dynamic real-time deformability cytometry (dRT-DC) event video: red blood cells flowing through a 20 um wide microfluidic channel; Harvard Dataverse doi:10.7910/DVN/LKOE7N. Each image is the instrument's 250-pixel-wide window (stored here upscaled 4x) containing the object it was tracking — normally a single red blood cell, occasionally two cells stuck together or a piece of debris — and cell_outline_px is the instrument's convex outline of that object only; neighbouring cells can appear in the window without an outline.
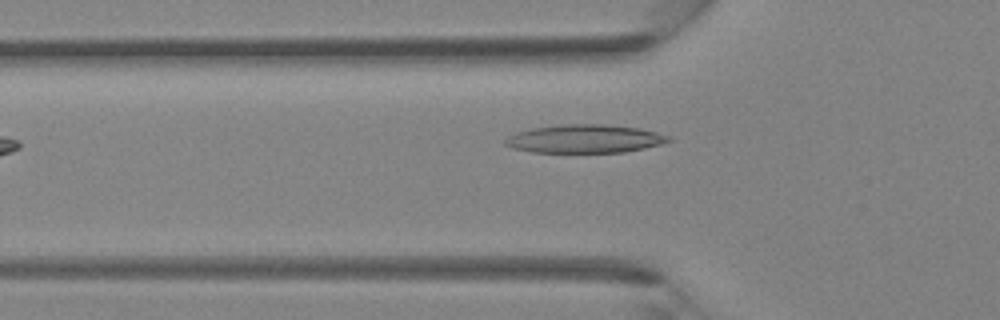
{"species": "Egyptian fruit bat (a non-hibernating species)", "species_latin": "Rousettus aegyptiacus", "temperature_condition": "room temperature", "stored_images_in_passage": 30, "camera_frame_rate_fps": 3000, "um_per_image_px": 0.085, "animal": {"sex": "female"}, "frame": {"image": 1, "passage_image": 2, "time_ms": 0.333, "image_size_px": [1000, 320], "cell_outline_px": [[672, 140], [660, 144], [644, 148], [624, 152], [532, 152], [512, 148], [504, 144], [504, 140], [508, 136], [516, 132], [532, 128], [560, 124], [600, 124], [636, 128], [656, 132], [672, 136]], "centroid_in_image_um": [49.67, 11.8], "position_along_channel_um": 76.1, "area_um2": 26.88}}
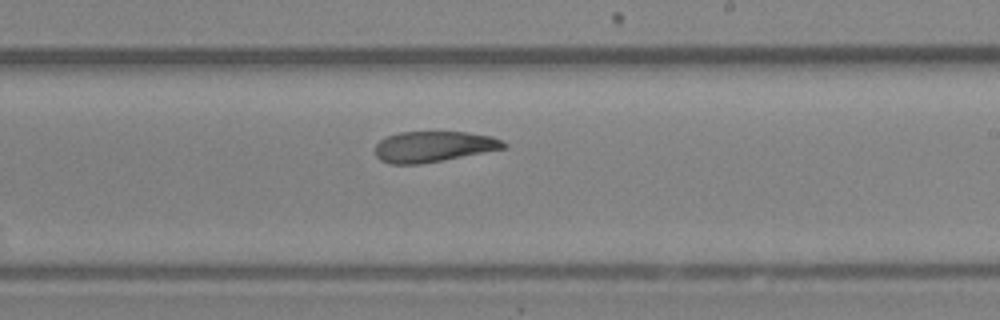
{"frame": {"image": 2, "passage_image": 13, "time_ms": 4.0, "image_size_px": [1000, 320], "cell_outline_px": [[508, 144], [504, 148], [444, 160], [420, 164], [388, 164], [380, 160], [376, 156], [376, 144], [380, 140], [388, 136], [400, 132], [468, 132], [492, 136]], "centroid_in_image_um": [36.83, 12.46], "position_along_channel_um": 252.2, "area_um2": 22.95}}
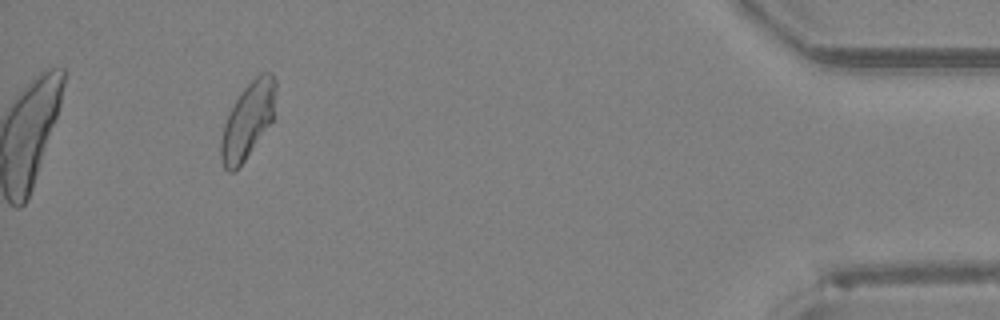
{"frame": {"image": 3, "passage_image": 27, "time_ms": 8.667, "image_size_px": [1000, 320], "cell_outline_px": [[276, 88], [272, 120], [244, 160], [232, 172], [228, 172], [224, 168], [220, 156], [220, 140], [224, 124], [236, 100], [244, 88], [260, 72], [272, 72], [276, 80]], "centroid_in_image_um": [21.06, 10.21], "position_along_channel_um": 414.1, "area_um2": 23.64}}